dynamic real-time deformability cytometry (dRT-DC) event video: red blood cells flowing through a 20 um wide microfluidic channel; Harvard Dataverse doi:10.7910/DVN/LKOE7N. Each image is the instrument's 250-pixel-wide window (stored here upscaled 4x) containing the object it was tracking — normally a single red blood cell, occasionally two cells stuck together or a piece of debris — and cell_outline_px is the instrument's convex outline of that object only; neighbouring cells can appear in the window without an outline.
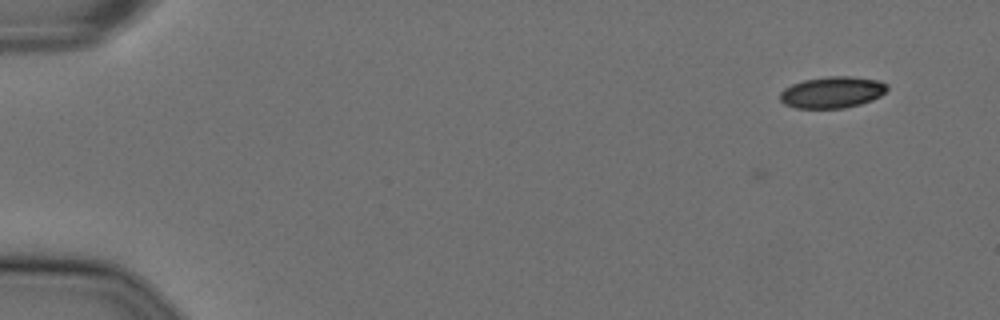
{"species": "Egyptian fruit bat (a non-hibernating species)", "species_latin": "Rousettus aegyptiacus", "temperature_condition": "cold", "stored_images_in_passage": 4, "camera_frame_rate_fps": 3000, "um_per_image_px": 0.085, "animal": {"sex": "female"}, "frame": {"image": 1, "passage_image": 1, "time_ms": 0.0, "image_size_px": [1000, 320], "cell_outline_px": [[888, 88], [880, 96], [872, 100], [860, 104], [844, 108], [796, 108], [784, 104], [780, 100], [780, 92], [784, 88], [792, 84], [804, 80], [828, 76], [852, 76], [880, 80], [888, 84]], "centroid_in_image_um": [70.75, 7.84], "position_along_channel_um": 14.3, "area_um2": 19.77}}